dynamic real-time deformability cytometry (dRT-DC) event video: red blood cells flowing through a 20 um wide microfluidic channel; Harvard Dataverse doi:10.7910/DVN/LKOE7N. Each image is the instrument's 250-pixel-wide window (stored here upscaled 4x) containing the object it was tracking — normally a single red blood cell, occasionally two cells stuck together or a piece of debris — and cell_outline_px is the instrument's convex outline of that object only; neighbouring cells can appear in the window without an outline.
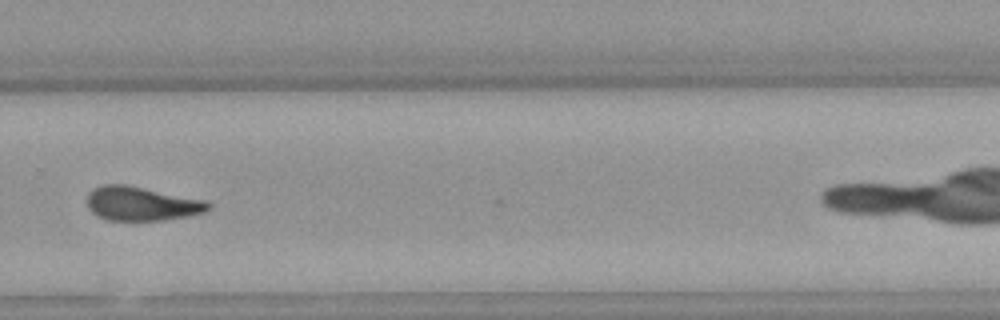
{"species": "Egyptian fruit bat (a non-hibernating species)", "species_latin": "Rousettus aegyptiacus", "temperature_condition": "warm", "stored_images_in_passage": 21, "camera_frame_rate_fps": 3000, "um_per_image_px": 0.085, "animal": {"sex": "female"}, "frame": {"image": 1, "passage_image": 19, "time_ms": 6.0, "image_size_px": [1000, 320], "cell_outline_px": [[212, 208], [204, 212], [192, 216], [164, 220], [108, 220], [96, 216], [88, 208], [88, 192], [92, 188], [104, 184], [124, 184], [208, 200], [212, 204]], "centroid_in_image_um": [12.08, 17.31], "position_along_channel_um": 317.7, "area_um2": 24.39}}